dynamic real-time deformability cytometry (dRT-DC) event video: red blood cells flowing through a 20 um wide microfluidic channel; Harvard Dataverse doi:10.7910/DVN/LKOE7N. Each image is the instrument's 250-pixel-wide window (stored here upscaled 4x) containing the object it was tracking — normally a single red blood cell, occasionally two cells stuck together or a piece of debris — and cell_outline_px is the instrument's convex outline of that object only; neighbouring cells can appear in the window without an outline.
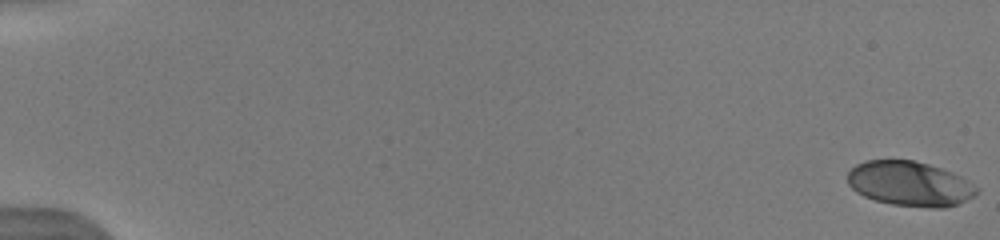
{"species": "human", "species_latin": "Homo sapiens", "temperature_condition": "warm", "stored_images_in_passage": 41, "camera_frame_rate_fps": 3000, "um_per_image_px": 0.085, "donor": {"sex": "male"}, "frame": {"image": 1, "passage_image": 1, "time_ms": 0.0, "image_size_px": [1000, 240], "cell_outline_px": [[980, 188], [972, 196], [956, 204], [944, 208], [932, 208], [892, 204], [876, 200], [864, 196], [856, 192], [848, 184], [848, 172], [856, 164], [864, 160], [912, 160], [928, 164], [952, 172], [960, 176]], "centroid_in_image_um": [77.31, 15.61], "position_along_channel_um": 7.7, "area_um2": 33.47}}
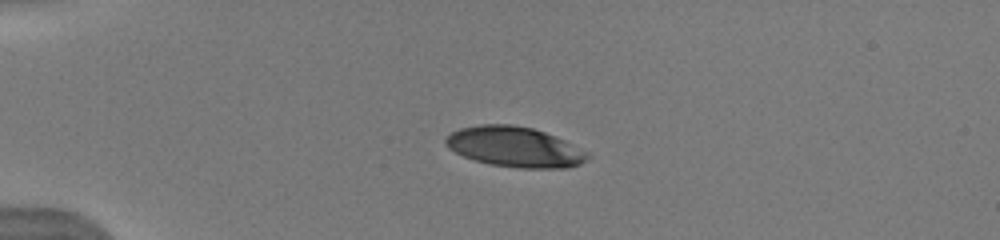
{"frame": {"image": 2, "passage_image": 12, "time_ms": 4.333, "image_size_px": [1000, 240], "cell_outline_px": [[588, 156], [580, 164], [568, 168], [520, 168], [488, 164], [464, 156], [448, 148], [444, 144], [444, 140], [452, 132], [460, 128], [480, 124], [512, 124], [532, 128], [556, 136], [588, 152]], "centroid_in_image_um": [43.73, 12.48], "position_along_channel_um": 41.3, "area_um2": 33.18}}
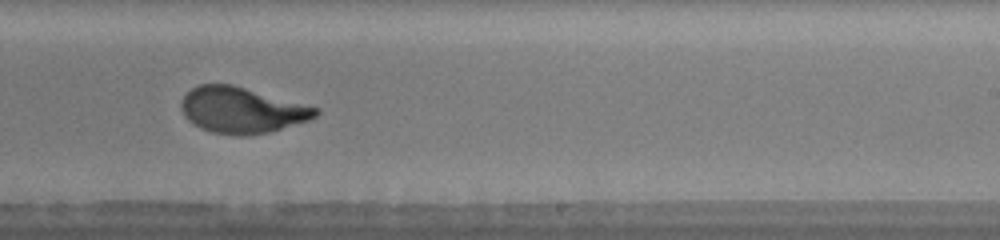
{"frame": {"image": 3, "passage_image": 28, "time_ms": 11.0, "image_size_px": [1000, 240], "cell_outline_px": [[320, 112], [316, 116], [308, 120], [268, 132], [244, 136], [236, 136], [212, 132], [200, 128], [192, 124], [184, 116], [180, 108], [180, 100], [192, 88], [200, 84], [232, 84], [320, 108]], "centroid_in_image_um": [20.52, 9.36], "position_along_channel_um": 268.5, "area_um2": 36.01}, "authors_computed_cell_mechanics": {"area_um2": 35.9516, "velocity_mm_per_s": 4.0952, "shape_relaxation_time_tau1_ms": 3.8434, "shape_relaxation_time_tau2_ms": null, "deformation_change_tau1": 0.2034, "deformation_change_tau2": null}}